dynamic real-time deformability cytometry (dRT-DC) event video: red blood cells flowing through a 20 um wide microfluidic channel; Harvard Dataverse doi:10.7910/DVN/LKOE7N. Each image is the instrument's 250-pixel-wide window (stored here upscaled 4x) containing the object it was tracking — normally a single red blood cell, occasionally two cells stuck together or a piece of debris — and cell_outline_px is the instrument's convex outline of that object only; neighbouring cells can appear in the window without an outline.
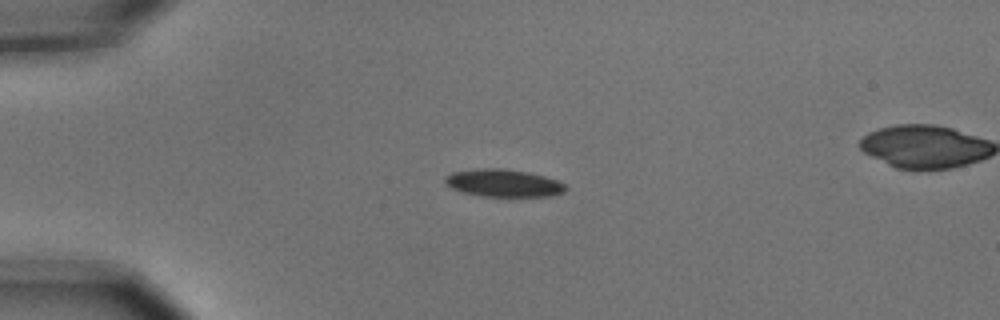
{"species": "common noctule bat (a hibernating species)", "species_latin": "Nyctalus noctula", "temperature_condition": "cold", "stored_images_in_passage": 6, "camera_frame_rate_fps": 3000, "um_per_image_px": 0.085, "animal": {"sex": "male", "body_mass_g": 15.6}, "frame": {"image": 1, "passage_image": 4, "time_ms": 1.0, "image_size_px": [1000, 320], "cell_outline_px": [[568, 188], [564, 192], [552, 196], [480, 196], [460, 192], [452, 188], [444, 180], [444, 176], [452, 172], [484, 168], [504, 168], [528, 172], [544, 176], [556, 180], [564, 184]], "centroid_in_image_um": [42.79, 15.56], "position_along_channel_um": 42.2, "area_um2": 19.36}}